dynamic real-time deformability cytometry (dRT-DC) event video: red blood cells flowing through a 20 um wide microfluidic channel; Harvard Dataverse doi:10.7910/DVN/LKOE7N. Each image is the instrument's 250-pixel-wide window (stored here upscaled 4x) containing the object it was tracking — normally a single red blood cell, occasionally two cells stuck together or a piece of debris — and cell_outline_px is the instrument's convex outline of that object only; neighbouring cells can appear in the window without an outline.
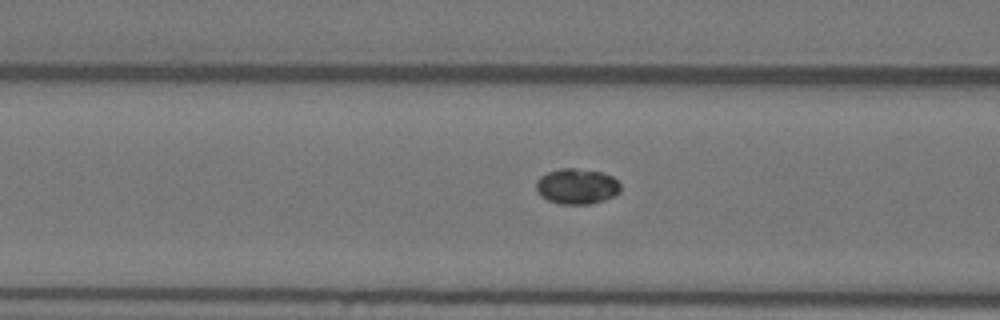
{"species": "Egyptian fruit bat (a non-hibernating species)", "species_latin": "Rousettus aegyptiacus", "temperature_condition": "warm", "stored_images_in_passage": 46, "camera_frame_rate_fps": 3000, "um_per_image_px": 0.085, "animal": {"sex": "female"}, "frame": {"image": 1, "passage_image": 12, "time_ms": 3.667, "image_size_px": [1000, 320], "cell_outline_px": [[620, 192], [604, 200], [588, 204], [560, 204], [548, 200], [536, 192], [536, 180], [540, 176], [548, 172], [560, 168], [576, 168], [600, 172], [612, 176], [620, 184]], "centroid_in_image_um": [49.01, 15.83], "position_along_channel_um": 117.6, "area_um2": 17.46}}
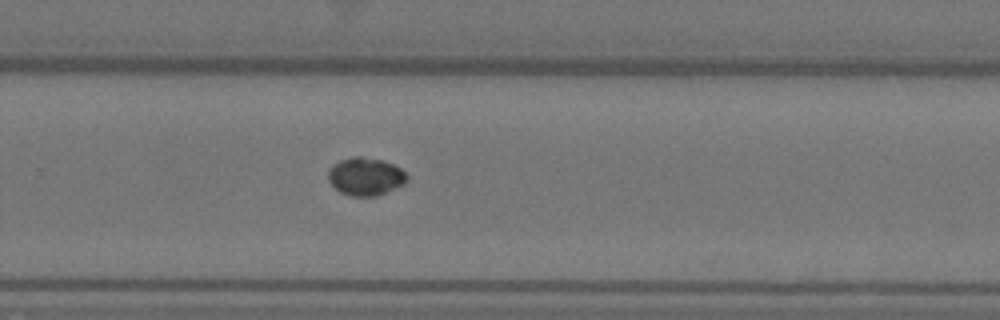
{"frame": {"image": 2, "passage_image": 27, "time_ms": 8.667, "image_size_px": [1000, 320], "cell_outline_px": [[408, 180], [404, 184], [376, 196], [348, 196], [340, 192], [328, 180], [328, 172], [340, 160], [352, 156], [360, 156], [384, 160], [400, 168], [408, 176]], "centroid_in_image_um": [31.09, 15.0], "position_along_channel_um": 298.7, "area_um2": 17.28}}
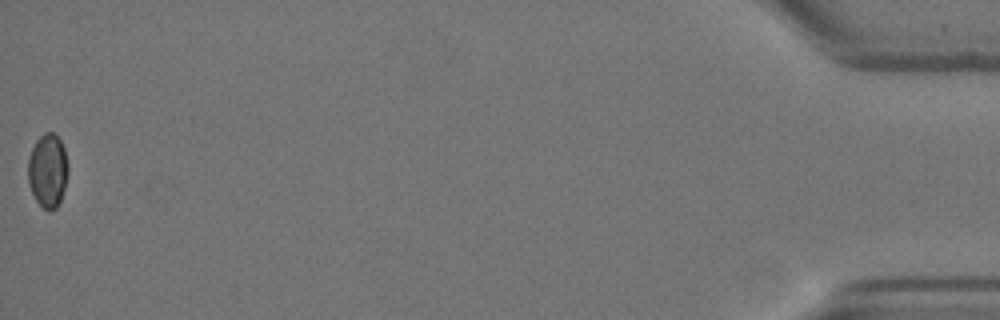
{"frame": {"image": 3, "passage_image": 46, "time_ms": 15.0, "image_size_px": [1000, 320], "cell_outline_px": [[68, 172], [60, 204], [52, 212], [48, 212], [36, 200], [28, 184], [28, 160], [32, 148], [36, 140], [44, 132], [52, 132], [60, 140], [64, 148], [68, 164]], "centroid_in_image_um": [4.06, 14.52], "position_along_channel_um": 431.1, "area_um2": 17.34}, "authors_computed_cell_mechanics": {"area_um2": 17.1666, "velocity_mm_per_s": 3.6373, "shape_relaxation_time_tau1_ms": 3.8398, "shape_relaxation_time_tau2_ms": null, "deformation_change_tau1": 0.0715, "deformation_change_tau2": null}}